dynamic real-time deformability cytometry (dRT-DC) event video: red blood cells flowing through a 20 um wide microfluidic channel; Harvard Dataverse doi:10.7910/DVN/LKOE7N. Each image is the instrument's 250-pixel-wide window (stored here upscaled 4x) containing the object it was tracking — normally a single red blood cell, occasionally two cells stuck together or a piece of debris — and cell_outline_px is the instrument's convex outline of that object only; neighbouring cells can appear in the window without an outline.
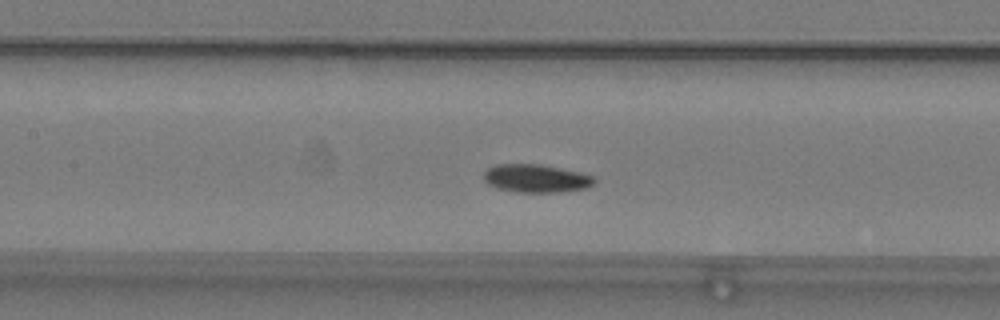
{"species": "common noctule bat (a hibernating species)", "species_latin": "Nyctalus noctula", "temperature_condition": "warm", "stored_images_in_passage": 40, "camera_frame_rate_fps": 3000, "um_per_image_px": 0.085, "animal": {"sex": "male", "body_mass_g": 19.2, "forearm_length_mm": 51.8}, "frame": {"image": 1, "passage_image": 20, "time_ms": 6.333, "image_size_px": [1000, 320], "cell_outline_px": [[596, 180], [588, 188], [560, 192], [516, 192], [496, 188], [488, 184], [484, 180], [484, 172], [488, 168], [496, 164], [540, 164], [560, 168], [592, 176]], "centroid_in_image_um": [45.53, 15.17], "position_along_channel_um": 161.9, "area_um2": 18.03}}
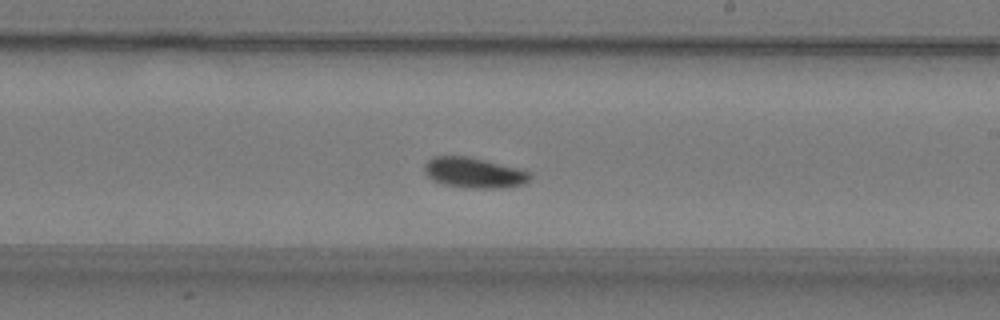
{"frame": {"image": 2, "passage_image": 27, "time_ms": 8.667, "image_size_px": [1000, 320], "cell_outline_px": [[532, 176], [524, 184], [500, 188], [464, 188], [444, 184], [432, 180], [424, 172], [424, 164], [432, 156], [468, 156], [516, 168], [528, 172]], "centroid_in_image_um": [40.23, 14.69], "position_along_channel_um": 248.8, "area_um2": 18.61}}
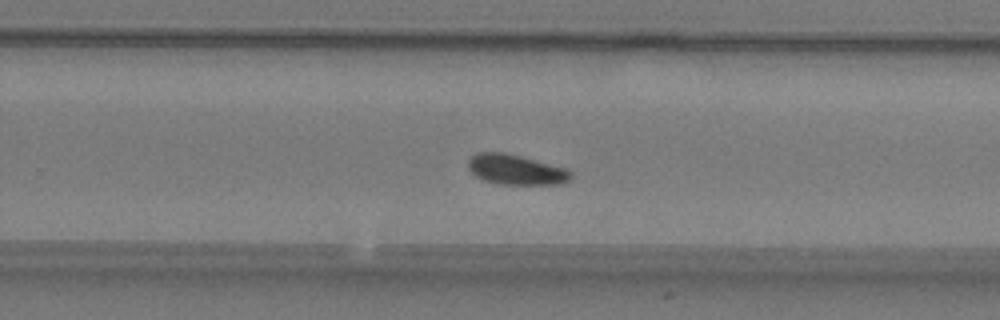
{"frame": {"image": 3, "passage_image": 30, "time_ms": 9.667, "image_size_px": [1000, 320], "cell_outline_px": [[572, 180], [564, 184], [496, 184], [484, 180], [476, 176], [468, 168], [468, 160], [476, 152], [504, 152], [568, 168], [572, 172]], "centroid_in_image_um": [43.89, 14.42], "position_along_channel_um": 285.9, "area_um2": 18.26}, "authors_computed_cell_mechanics": {"area_um2": 18.0625, "velocity_mm_per_s": 3.7387, "shape_relaxation_time_tau1_ms": 6.9274, "shape_relaxation_time_tau2_ms": null, "deformation_change_tau1": 0.1475, "deformation_change_tau2": null}}